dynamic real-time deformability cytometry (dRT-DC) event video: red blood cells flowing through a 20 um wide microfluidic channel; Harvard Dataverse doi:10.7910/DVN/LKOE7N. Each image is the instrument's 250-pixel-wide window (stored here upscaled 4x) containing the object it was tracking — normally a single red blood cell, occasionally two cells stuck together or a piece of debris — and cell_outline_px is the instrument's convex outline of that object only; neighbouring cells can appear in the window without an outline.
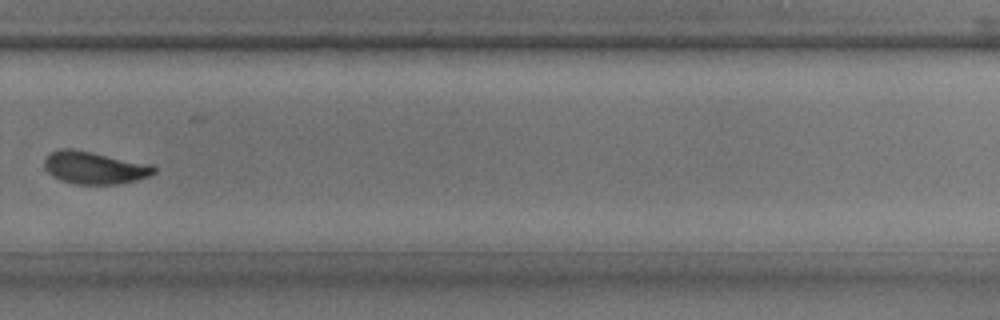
{"species": "common noctule bat (a hibernating species)", "species_latin": "Nyctalus noctula", "temperature_condition": "room temperature", "stored_images_in_passage": 37, "camera_frame_rate_fps": 3000, "um_per_image_px": 0.085, "animal": {"sex": "male", "body_mass_g": 17.9, "forearm_length_mm": 54.2}, "frame": {"image": 1, "passage_image": 27, "time_ms": 8.667, "image_size_px": [1000, 320], "cell_outline_px": [[156, 172], [148, 176], [136, 180], [116, 184], [76, 184], [52, 176], [44, 168], [44, 160], [52, 152], [60, 148], [72, 148], [152, 164], [156, 168]], "centroid_in_image_um": [8.04, 14.24], "position_along_channel_um": 321.8, "area_um2": 20.63}}